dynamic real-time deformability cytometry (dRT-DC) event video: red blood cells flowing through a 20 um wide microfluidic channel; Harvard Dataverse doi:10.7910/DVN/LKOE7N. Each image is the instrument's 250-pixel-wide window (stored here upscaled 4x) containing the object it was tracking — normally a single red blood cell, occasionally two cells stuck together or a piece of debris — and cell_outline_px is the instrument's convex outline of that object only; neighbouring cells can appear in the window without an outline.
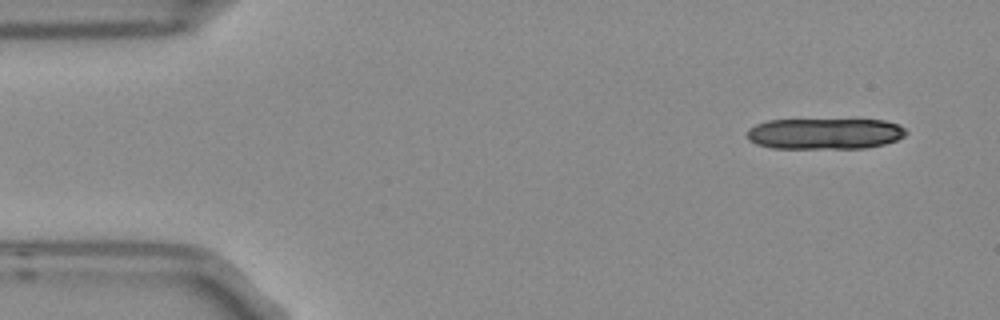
{"species": "Egyptian fruit bat (a non-hibernating species)", "species_latin": "Rousettus aegyptiacus", "temperature_condition": "room temperature", "stored_images_in_passage": 6, "segment_of_instrument_passage": [1, 2], "camera_frame_rate_fps": 3000, "um_per_image_px": 0.085, "frame": {"image": 1, "passage_image": 1, "time_ms": 0.0, "image_size_px": [1000, 320], "cell_outline_px": [[908, 132], [904, 136], [896, 140], [884, 144], [864, 148], [772, 148], [756, 144], [748, 140], [748, 128], [756, 124], [768, 120], [856, 116], [884, 120], [900, 124]], "centroid_in_image_um": [70.16, 11.29], "position_along_channel_um": 14.8, "area_um2": 30.46}}